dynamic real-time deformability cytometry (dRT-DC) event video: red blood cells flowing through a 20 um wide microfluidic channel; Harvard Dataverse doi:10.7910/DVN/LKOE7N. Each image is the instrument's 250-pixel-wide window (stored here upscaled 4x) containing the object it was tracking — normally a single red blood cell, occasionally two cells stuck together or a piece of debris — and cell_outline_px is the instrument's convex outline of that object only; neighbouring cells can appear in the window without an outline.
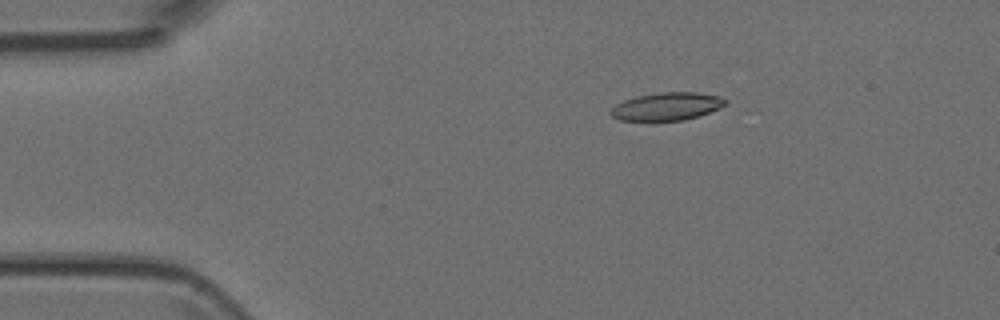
{"species": "Egyptian fruit bat (a non-hibernating species)", "species_latin": "Rousettus aegyptiacus", "temperature_condition": "room temperature", "stored_images_in_passage": 6, "camera_frame_rate_fps": 3000, "um_per_image_px": 0.085, "animal": {"sex": "female"}, "frame": {"image": 1, "passage_image": 3, "time_ms": 2.333, "image_size_px": [1000, 320], "cell_outline_px": [[728, 104], [720, 108], [700, 116], [684, 120], [620, 120], [612, 116], [608, 112], [616, 104], [624, 100], [636, 96], [660, 92], [696, 92], [720, 96], [728, 100]], "centroid_in_image_um": [56.72, 9.04], "position_along_channel_um": 28.3, "area_um2": 18.73}}
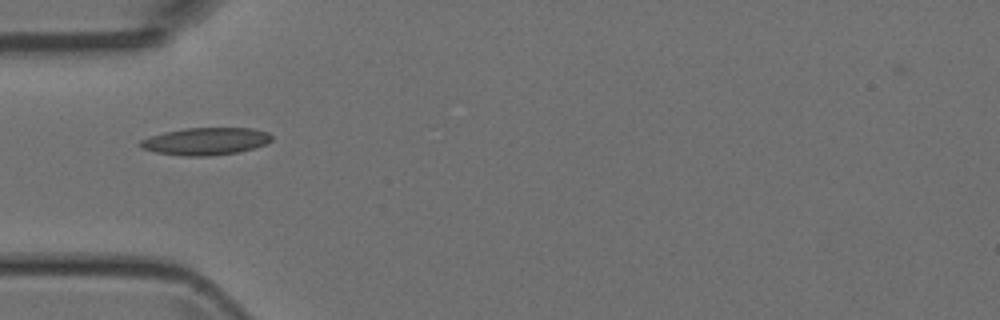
{"frame": {"image": 2, "passage_image": 5, "time_ms": 4.667, "image_size_px": [1000, 320], "cell_outline_px": [[272, 140], [268, 144], [236, 152], [208, 156], [180, 156], [156, 152], [144, 148], [140, 144], [140, 140], [164, 132], [184, 128], [252, 128], [268, 132], [272, 136]], "centroid_in_image_um": [17.52, 12.0], "position_along_channel_um": 67.5, "area_um2": 20.81}}
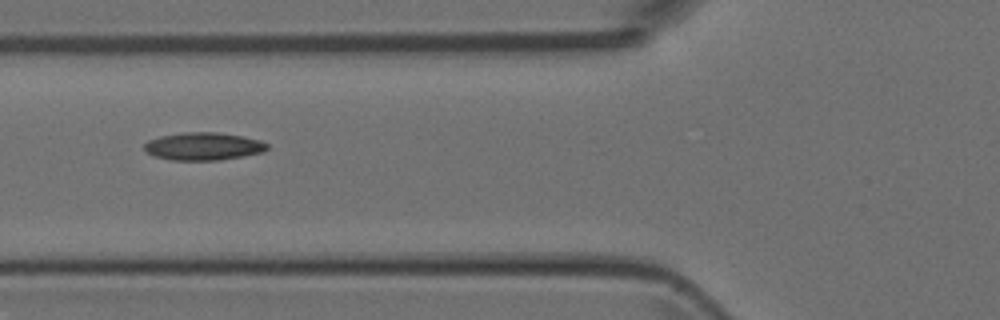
{"frame": {"image": 3, "passage_image": 6, "time_ms": 5.667, "image_size_px": [1000, 320], "cell_outline_px": [[268, 148], [264, 152], [244, 156], [220, 160], [172, 160], [156, 156], [148, 152], [144, 148], [144, 144], [148, 140], [160, 136], [184, 132], [216, 132], [244, 136], [260, 140], [268, 144]], "centroid_in_image_um": [17.32, 12.43], "position_along_channel_um": 108.5, "area_um2": 19.88}}